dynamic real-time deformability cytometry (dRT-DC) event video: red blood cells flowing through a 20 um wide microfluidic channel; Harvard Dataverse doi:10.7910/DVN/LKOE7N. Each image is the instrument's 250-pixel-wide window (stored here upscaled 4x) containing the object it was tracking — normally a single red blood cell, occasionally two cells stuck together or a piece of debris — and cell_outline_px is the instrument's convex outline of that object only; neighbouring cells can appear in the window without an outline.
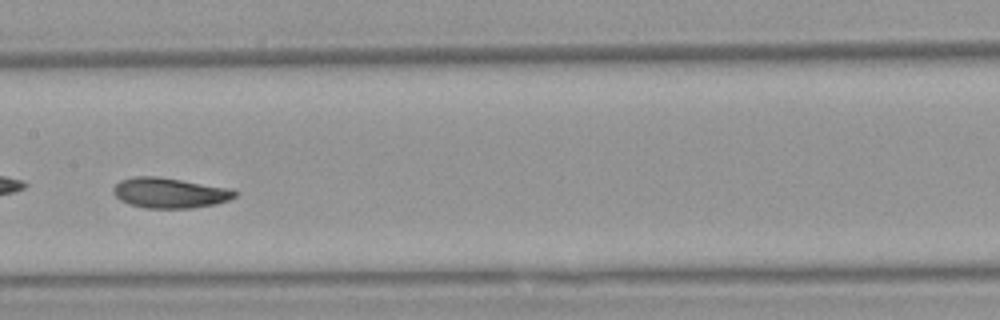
{"species": "Egyptian fruit bat (a non-hibernating species)", "species_latin": "Rousettus aegyptiacus", "temperature_condition": "warm", "stored_images_in_passage": 6, "camera_frame_rate_fps": 3000, "um_per_image_px": 0.085, "animal": {"sex": "female"}, "frame": {"image": 1, "passage_image": 6, "time_ms": 6.0, "image_size_px": [1000, 320], "cell_outline_px": [[240, 192], [236, 196], [228, 200], [216, 204], [192, 208], [144, 208], [128, 204], [120, 200], [112, 192], [112, 188], [120, 180], [136, 176], [156, 176], [232, 188]], "centroid_in_image_um": [14.44, 16.4], "position_along_channel_um": 193.0, "area_um2": 21.68}}